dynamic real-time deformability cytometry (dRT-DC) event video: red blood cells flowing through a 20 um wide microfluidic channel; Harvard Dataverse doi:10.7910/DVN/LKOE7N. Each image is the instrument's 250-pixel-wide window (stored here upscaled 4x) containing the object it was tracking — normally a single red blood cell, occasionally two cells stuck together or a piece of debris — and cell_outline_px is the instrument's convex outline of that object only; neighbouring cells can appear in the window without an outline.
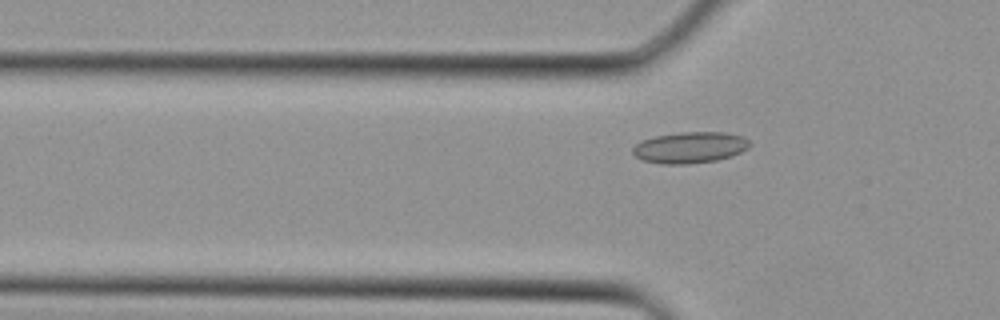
{"species": "Egyptian fruit bat (a non-hibernating species)", "species_latin": "Rousettus aegyptiacus", "temperature_condition": "cold", "stored_images_in_passage": 4, "segment_of_instrument_passage": [2, 2], "camera_frame_rate_fps": 3000, "um_per_image_px": 0.085, "animal": {"sex": "female"}, "frame": {"image": 1, "passage_image": 4, "time_ms": 1.0, "image_size_px": [1000, 320], "cell_outline_px": [[752, 144], [748, 148], [732, 156], [716, 160], [688, 164], [660, 164], [644, 160], [636, 156], [632, 152], [632, 148], [640, 140], [656, 136], [680, 132], [724, 132], [744, 136]], "centroid_in_image_um": [58.66, 12.53], "position_along_channel_um": 67.1, "area_um2": 21.39}}